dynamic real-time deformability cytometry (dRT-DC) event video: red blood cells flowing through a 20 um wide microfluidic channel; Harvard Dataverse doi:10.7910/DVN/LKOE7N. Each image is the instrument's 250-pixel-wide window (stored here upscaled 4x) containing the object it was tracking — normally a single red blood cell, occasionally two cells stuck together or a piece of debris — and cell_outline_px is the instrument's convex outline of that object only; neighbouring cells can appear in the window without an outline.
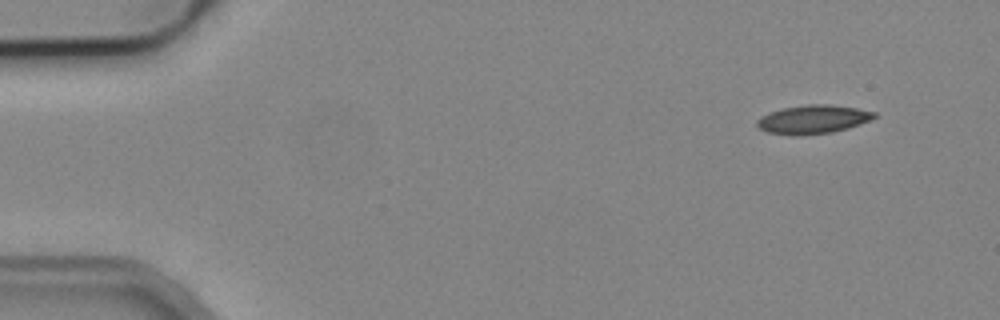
{"species": "common noctule bat (a hibernating species)", "species_latin": "Nyctalus noctula", "temperature_condition": "cold", "stored_images_in_passage": 5, "camera_frame_rate_fps": 3000, "um_per_image_px": 0.085, "animal": {"sex": "male", "body_mass_g": 19.2, "forearm_length_mm": 51.8}, "frame": {"image": 1, "passage_image": 5, "time_ms": 5.0, "image_size_px": [1000, 320], "cell_outline_px": [[876, 116], [860, 124], [848, 128], [832, 132], [796, 136], [768, 132], [760, 128], [756, 124], [756, 120], [760, 116], [768, 112], [784, 108], [808, 104], [828, 104], [856, 108], [876, 112]], "centroid_in_image_um": [69.07, 10.14], "position_along_channel_um": 15.9, "area_um2": 19.48}}